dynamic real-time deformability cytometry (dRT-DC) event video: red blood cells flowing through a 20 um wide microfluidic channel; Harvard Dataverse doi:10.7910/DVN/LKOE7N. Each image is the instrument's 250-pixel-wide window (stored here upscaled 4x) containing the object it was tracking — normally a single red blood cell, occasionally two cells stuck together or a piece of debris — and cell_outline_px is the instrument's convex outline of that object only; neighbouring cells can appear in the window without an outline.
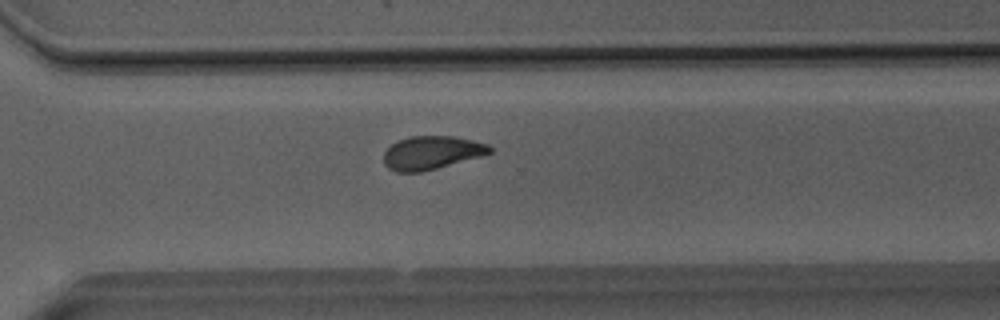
{"species": "Egyptian fruit bat (a non-hibernating species)", "species_latin": "Rousettus aegyptiacus", "temperature_condition": "room temperature", "stored_images_in_passage": 40, "camera_frame_rate_fps": 3000, "um_per_image_px": 0.085, "animal": {"sex": "male"}, "frame": {"image": 1, "passage_image": 26, "time_ms": 8.333, "image_size_px": [1000, 320], "cell_outline_px": [[492, 152], [484, 156], [420, 172], [396, 172], [388, 168], [384, 164], [384, 152], [392, 144], [400, 140], [412, 136], [452, 136], [472, 140], [488, 144], [492, 148]], "centroid_in_image_um": [36.71, 12.98], "position_along_channel_um": 333.9, "area_um2": 20.58}}
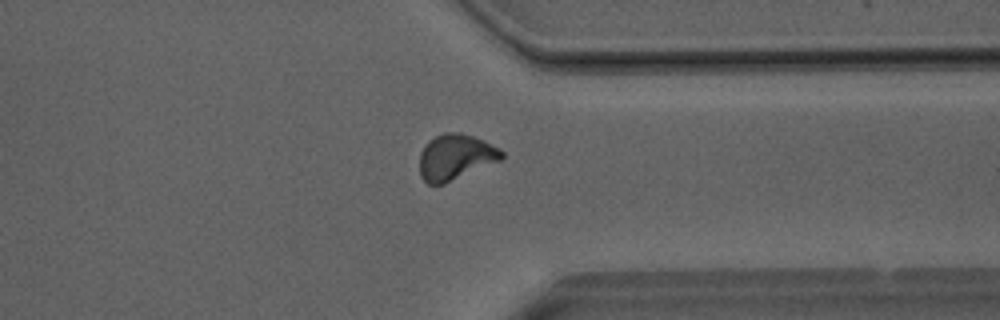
{"frame": {"image": 2, "passage_image": 29, "time_ms": 9.333, "image_size_px": [1000, 320], "cell_outline_px": [[504, 156], [500, 160], [444, 184], [428, 184], [420, 176], [420, 152], [428, 140], [444, 132], [460, 132], [484, 140], [500, 148], [504, 152]], "centroid_in_image_um": [38.71, 13.34], "position_along_channel_um": 372.7, "area_um2": 21.85}}
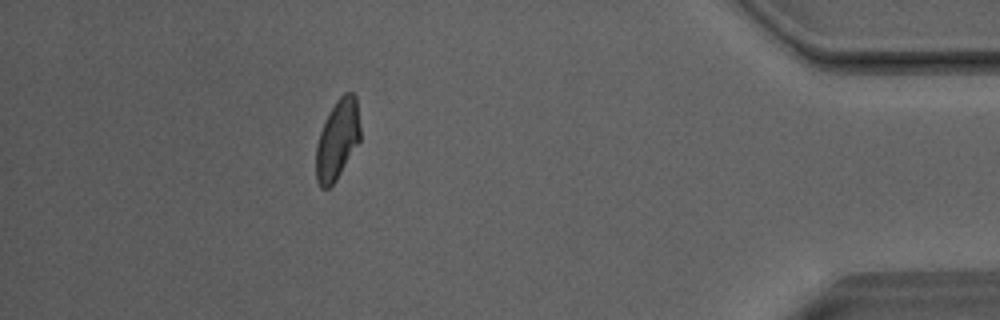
{"frame": {"image": 3, "passage_image": 35, "time_ms": 11.333, "image_size_px": [1000, 320], "cell_outline_px": [[360, 140], [336, 180], [328, 188], [320, 188], [316, 180], [316, 148], [320, 132], [328, 112], [336, 100], [344, 92], [352, 92], [356, 96], [360, 128]], "centroid_in_image_um": [28.67, 11.85], "position_along_channel_um": 406.5, "area_um2": 20.52}, "authors_computed_cell_mechanics": {"area_um2": 21.097, "velocity_mm_per_s": 4.0404, "shape_relaxation_time_tau1_ms": 6.8872, "shape_relaxation_time_tau2_ms": 2.5199, "deformation_change_tau1": 0.171, "deformation_change_tau2": 0.0682}}